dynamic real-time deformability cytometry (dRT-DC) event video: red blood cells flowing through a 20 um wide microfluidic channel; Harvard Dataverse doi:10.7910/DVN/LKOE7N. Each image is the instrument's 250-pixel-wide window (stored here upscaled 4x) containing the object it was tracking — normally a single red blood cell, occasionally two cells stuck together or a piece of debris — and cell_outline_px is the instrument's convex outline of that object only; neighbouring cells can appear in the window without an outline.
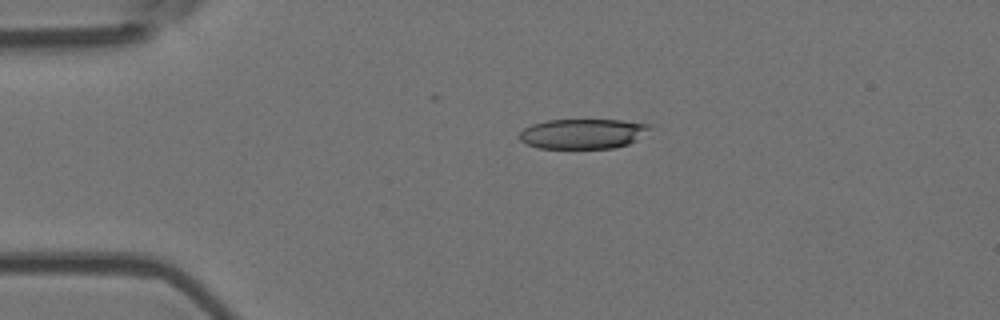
{"species": "Egyptian fruit bat (a non-hibernating species)", "species_latin": "Rousettus aegyptiacus", "temperature_condition": "room temperature", "stored_images_in_passage": 5, "camera_frame_rate_fps": 3000, "um_per_image_px": 0.085, "animal": {"sex": "female"}, "frame": {"image": 1, "passage_image": 4, "time_ms": 1.0, "image_size_px": [1000, 320], "cell_outline_px": [[648, 128], [636, 140], [628, 144], [612, 148], [536, 148], [524, 144], [520, 140], [520, 132], [524, 128], [532, 124], [548, 120], [620, 120], [648, 124]], "centroid_in_image_um": [49.45, 11.37], "position_along_channel_um": 35.6, "area_um2": 22.48}}
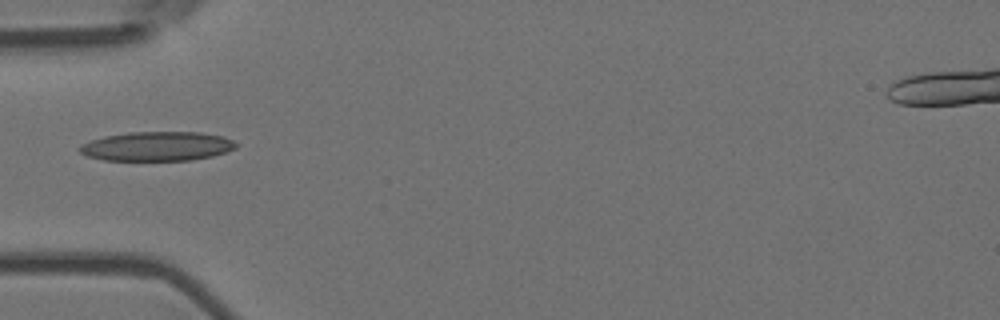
{"frame": {"image": 2, "passage_image": 5, "time_ms": 1.333, "image_size_px": [1000, 320], "cell_outline_px": [[240, 144], [236, 148], [228, 152], [212, 156], [192, 160], [104, 160], [88, 156], [80, 152], [80, 144], [104, 136], [128, 132], [200, 132], [224, 136]], "centroid_in_image_um": [13.41, 12.43], "position_along_channel_um": 71.6, "area_um2": 26.82}}